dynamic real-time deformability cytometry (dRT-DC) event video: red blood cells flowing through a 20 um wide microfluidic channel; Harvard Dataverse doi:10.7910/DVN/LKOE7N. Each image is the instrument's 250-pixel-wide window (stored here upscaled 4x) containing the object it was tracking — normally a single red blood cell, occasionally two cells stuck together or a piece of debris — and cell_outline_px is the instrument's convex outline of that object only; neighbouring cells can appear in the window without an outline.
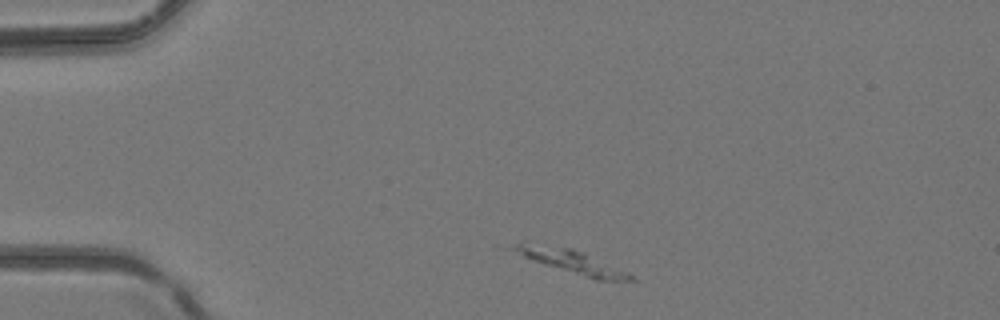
{"species": "common noctule bat (a hibernating species)", "species_latin": "Nyctalus noctula", "temperature_condition": "room temperature", "stored_images_in_passage": 3, "camera_frame_rate_fps": 3000, "um_per_image_px": 0.085, "animal": {"sex": "female", "body_mass_g": 24.6, "forearm_length_mm": 56.2}, "frame": {"image": 1, "passage_image": 1, "time_ms": 0.0, "image_size_px": [1000, 320], "cell_outline_px": [[636, 280], [596, 280], [544, 264], [532, 260], [504, 248], [524, 240], [572, 248], [584, 252], [628, 272]], "centroid_in_image_um": [48.44, 22.16], "position_along_channel_um": 36.6, "area_um2": 16.42}}